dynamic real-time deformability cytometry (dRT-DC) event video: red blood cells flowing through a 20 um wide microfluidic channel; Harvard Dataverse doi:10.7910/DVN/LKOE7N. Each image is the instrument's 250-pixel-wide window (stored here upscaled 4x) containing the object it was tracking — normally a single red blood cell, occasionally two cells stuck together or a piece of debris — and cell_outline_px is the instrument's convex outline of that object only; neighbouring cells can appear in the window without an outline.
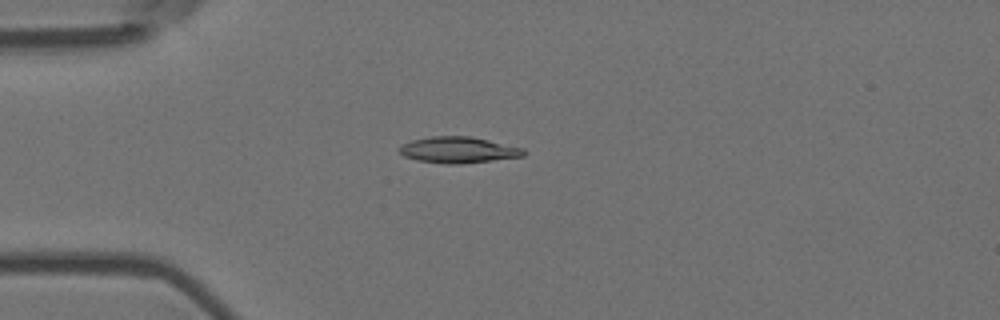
{"species": "Egyptian fruit bat (a non-hibernating species)", "species_latin": "Rousettus aegyptiacus", "temperature_condition": "room temperature", "stored_images_in_passage": 40, "camera_frame_rate_fps": 3000, "um_per_image_px": 0.085, "animal": {"sex": "female"}, "frame": {"image": 1, "passage_image": 10, "time_ms": 3.0, "image_size_px": [1000, 320], "cell_outline_px": [[524, 156], [460, 164], [448, 164], [416, 160], [404, 156], [400, 152], [400, 148], [404, 144], [412, 140], [432, 136], [472, 136], [524, 148]], "centroid_in_image_um": [38.97, 12.74], "position_along_channel_um": 46.0, "area_um2": 18.79}}
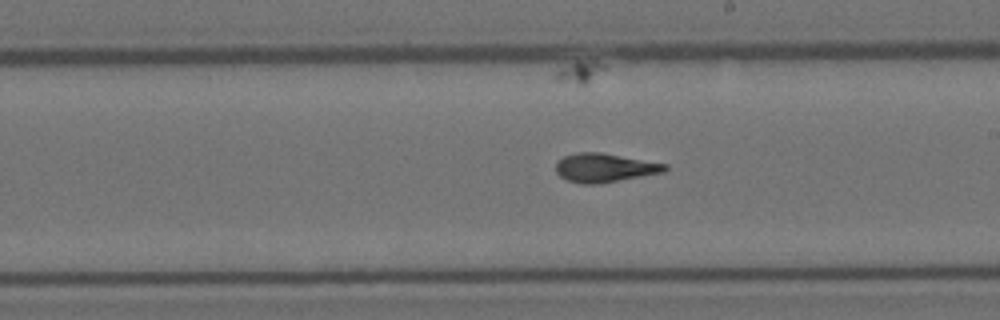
{"frame": {"image": 2, "passage_image": 27, "time_ms": 8.667, "image_size_px": [1000, 320], "cell_outline_px": [[668, 168], [664, 172], [600, 184], [580, 184], [568, 180], [560, 176], [556, 172], [556, 164], [564, 156], [576, 152], [600, 152], [668, 164]], "centroid_in_image_um": [51.4, 14.26], "position_along_channel_um": 237.6, "area_um2": 18.32}}
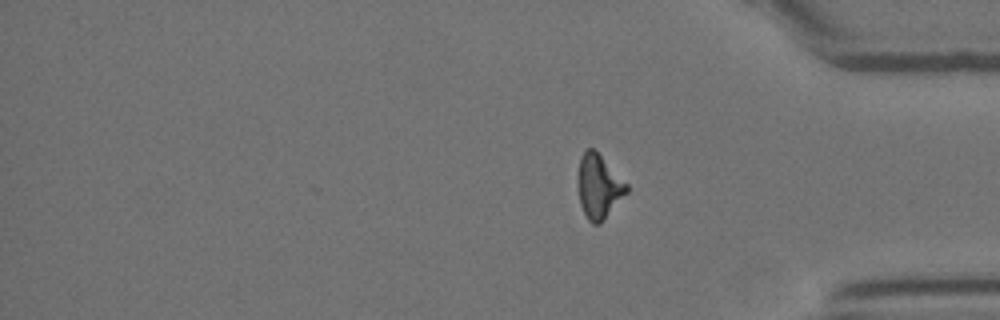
{"frame": {"image": 3, "passage_image": 40, "time_ms": 13.0, "image_size_px": [1000, 320], "cell_outline_px": [[628, 192], [604, 220], [600, 224], [592, 224], [588, 220], [580, 204], [580, 156], [584, 148], [592, 148], [628, 184]], "centroid_in_image_um": [50.93, 15.88], "position_along_channel_um": 384.3, "area_um2": 17.63}, "authors_computed_cell_mechanics": {"area_um2": 18.207, "velocity_mm_per_s": 3.6811, "shape_relaxation_time_tau1_ms": 9.011, "shape_relaxation_time_tau2_ms": 2.5782, "deformation_change_tau1": 0.2588, "deformation_change_tau2": 0.0922}}